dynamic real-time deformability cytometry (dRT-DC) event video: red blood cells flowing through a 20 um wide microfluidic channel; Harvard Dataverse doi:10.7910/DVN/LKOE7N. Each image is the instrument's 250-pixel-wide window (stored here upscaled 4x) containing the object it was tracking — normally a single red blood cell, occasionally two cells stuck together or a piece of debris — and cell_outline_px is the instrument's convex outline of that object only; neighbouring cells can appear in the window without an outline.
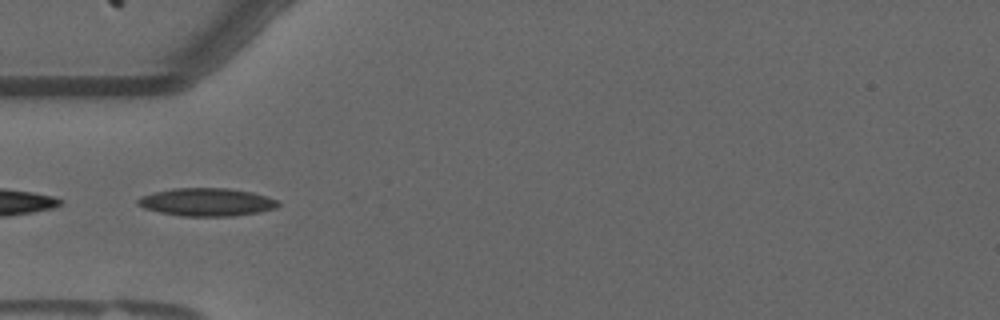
{"species": "common noctule bat (a hibernating species)", "species_latin": "Nyctalus noctula", "temperature_condition": "warm", "stored_images_in_passage": 26, "camera_frame_rate_fps": 3000, "um_per_image_px": 0.085, "animal": {"sex": "male", "forearm_length_mm": 52.5}, "frame": {"image": 1, "passage_image": 17, "time_ms": 5.333, "image_size_px": [1000, 320], "cell_outline_px": [[280, 204], [276, 208], [260, 212], [232, 216], [180, 216], [160, 212], [144, 208], [136, 204], [136, 200], [140, 196], [152, 192], [172, 188], [228, 188], [252, 192], [268, 196], [280, 200]], "centroid_in_image_um": [17.58, 17.17], "position_along_channel_um": 67.4, "area_um2": 23.18}}